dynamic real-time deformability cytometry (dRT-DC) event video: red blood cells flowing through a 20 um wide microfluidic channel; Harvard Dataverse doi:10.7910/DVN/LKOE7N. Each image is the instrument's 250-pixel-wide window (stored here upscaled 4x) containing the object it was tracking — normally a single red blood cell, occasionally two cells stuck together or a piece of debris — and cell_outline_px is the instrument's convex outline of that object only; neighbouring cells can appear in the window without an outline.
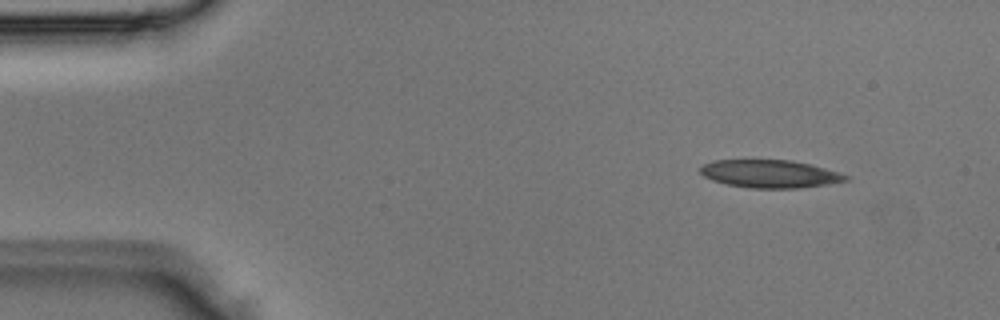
{"species": "Egyptian fruit bat (a non-hibernating species)", "species_latin": "Rousettus aegyptiacus", "temperature_condition": "room temperature", "stored_images_in_passage": 3, "camera_frame_rate_fps": 3000, "um_per_image_px": 0.085, "animal": {"sex": "male"}, "frame": {"image": 1, "passage_image": 1, "time_ms": 0.0, "image_size_px": [1000, 320], "cell_outline_px": [[848, 180], [828, 184], [796, 188], [752, 188], [728, 184], [712, 180], [704, 176], [700, 172], [700, 168], [704, 164], [712, 160], [792, 160], [812, 164], [848, 176]], "centroid_in_image_um": [65.42, 14.77], "position_along_channel_um": 19.6, "area_um2": 23.41}}
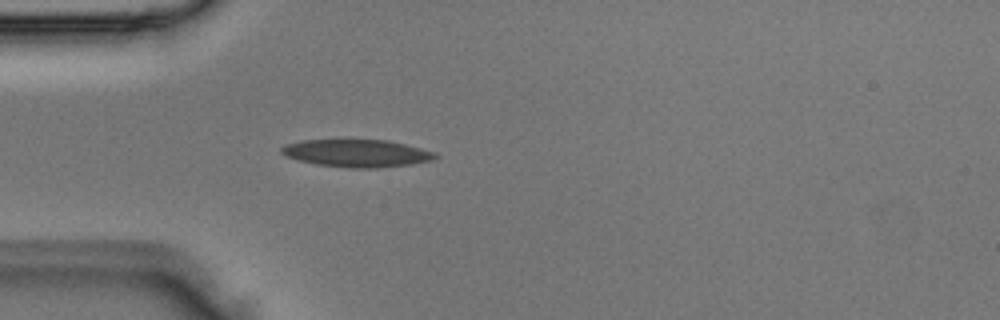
{"frame": {"image": 2, "passage_image": 3, "time_ms": 0.667, "image_size_px": [1000, 320], "cell_outline_px": [[440, 156], [432, 160], [412, 164], [376, 168], [352, 168], [316, 164], [300, 160], [288, 156], [280, 152], [280, 148], [288, 144], [300, 140], [388, 140], [436, 152]], "centroid_in_image_um": [30.37, 13.02], "position_along_channel_um": 54.6, "area_um2": 24.51}}